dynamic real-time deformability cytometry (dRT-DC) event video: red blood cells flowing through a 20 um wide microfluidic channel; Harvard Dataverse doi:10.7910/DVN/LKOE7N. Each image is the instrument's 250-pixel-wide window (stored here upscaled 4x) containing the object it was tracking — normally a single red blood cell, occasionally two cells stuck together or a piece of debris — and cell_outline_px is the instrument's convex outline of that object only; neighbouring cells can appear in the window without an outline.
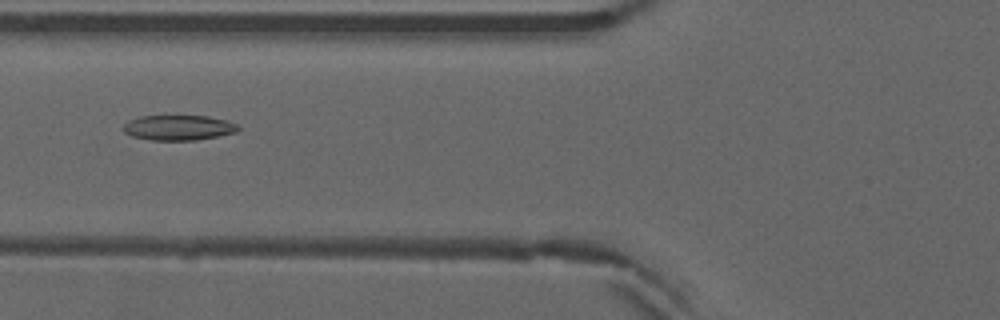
{"species": "common noctule bat (a hibernating species)", "species_latin": "Nyctalus noctula", "temperature_condition": "warm", "stored_images_in_passage": 42, "camera_frame_rate_fps": 3000, "um_per_image_px": 0.085, "animal": {"sex": "male", "forearm_length_mm": 52.5}, "frame": {"image": 1, "passage_image": 10, "time_ms": 3.0, "image_size_px": [1000, 320], "cell_outline_px": [[240, 128], [236, 132], [196, 140], [152, 140], [132, 136], [124, 132], [124, 124], [128, 120], [140, 116], [208, 116], [228, 120], [236, 124]], "centroid_in_image_um": [15.17, 10.84], "position_along_channel_um": 110.6, "area_um2": 16.76}}
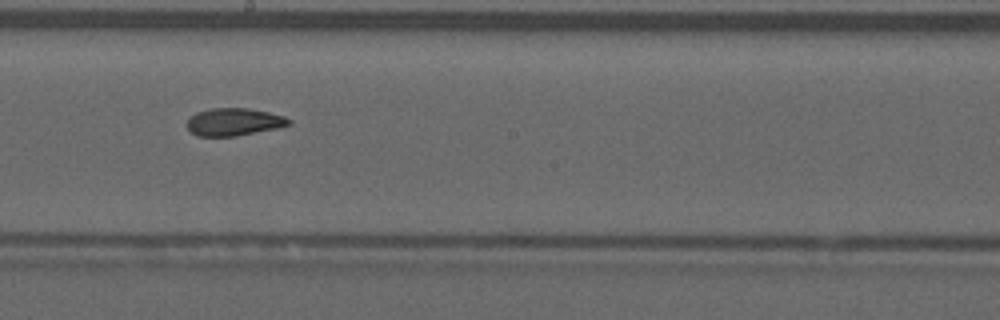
{"frame": {"image": 2, "passage_image": 19, "time_ms": 6.0, "image_size_px": [1000, 320], "cell_outline_px": [[292, 124], [276, 128], [236, 136], [196, 136], [184, 124], [188, 116], [196, 112], [212, 108], [248, 108], [268, 112], [284, 116], [292, 120]], "centroid_in_image_um": [19.84, 10.36], "position_along_channel_um": 228.4, "area_um2": 16.53}}
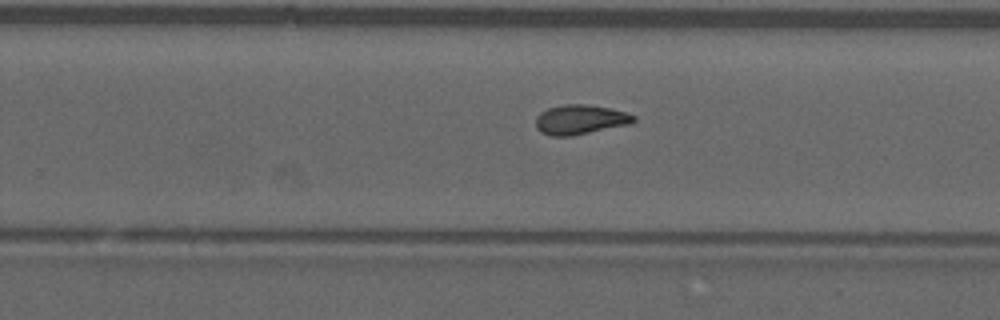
{"frame": {"image": 3, "passage_image": 23, "time_ms": 7.333, "image_size_px": [1000, 320], "cell_outline_px": [[636, 120], [632, 124], [572, 136], [548, 136], [540, 132], [536, 128], [536, 116], [540, 112], [548, 108], [564, 104], [588, 104], [608, 108], [624, 112], [636, 116]], "centroid_in_image_um": [49.3, 10.17], "position_along_channel_um": 280.5, "area_um2": 17.11}, "authors_computed_cell_mechanics": {"area_um2": 16.7042, "velocity_mm_per_s": 3.923, "shape_relaxation_time_tau1_ms": null, "shape_relaxation_time_tau2_ms": 2.8226, "deformation_change_tau1": null, "deformation_change_tau2": 0.0922}}